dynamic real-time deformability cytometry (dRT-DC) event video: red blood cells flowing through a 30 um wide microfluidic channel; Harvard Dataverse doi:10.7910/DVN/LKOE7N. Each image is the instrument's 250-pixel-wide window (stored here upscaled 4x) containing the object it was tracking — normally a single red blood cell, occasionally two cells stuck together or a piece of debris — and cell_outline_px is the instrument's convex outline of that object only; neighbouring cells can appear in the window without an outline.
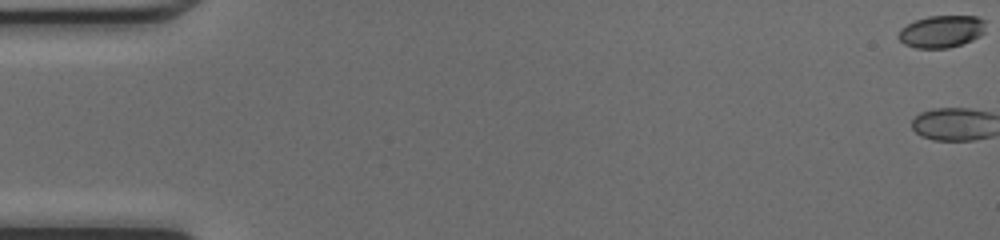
{"species": "common noctule bat (a hibernating species)", "species_latin": "Nyctalus noctula", "temperature_condition": "cold", "stored_images_in_passage": 50, "camera_frame_rate_fps": 3000, "um_per_image_px": 0.085, "animal": {"sex": "female", "body_mass_g": 17.0, "forearm_length_mm": 48.0}, "frame": {"image": 1, "passage_image": 1, "time_ms": 0.0, "image_size_px": [1000, 240], "cell_outline_px": [[984, 32], [980, 36], [972, 40], [948, 48], [916, 48], [904, 44], [896, 36], [900, 28], [916, 20], [928, 16], [976, 16], [984, 20]], "centroid_in_image_um": [80.0, 2.68], "position_along_channel_um": 5.0, "area_um2": 16.36}}